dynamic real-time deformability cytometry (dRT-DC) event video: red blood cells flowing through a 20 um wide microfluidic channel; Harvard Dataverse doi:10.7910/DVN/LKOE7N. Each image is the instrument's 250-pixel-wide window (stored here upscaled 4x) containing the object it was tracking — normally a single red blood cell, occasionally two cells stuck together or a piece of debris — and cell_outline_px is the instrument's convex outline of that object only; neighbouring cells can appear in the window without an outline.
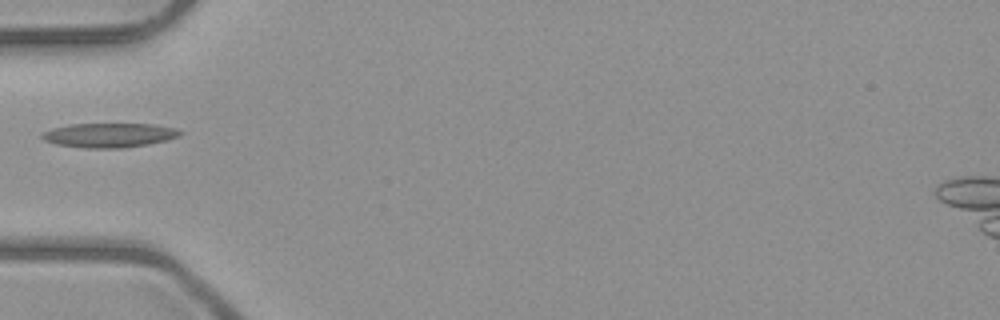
{"species": "common noctule bat (a hibernating species)", "species_latin": "Nyctalus noctula", "temperature_condition": "room temperature", "stored_images_in_passage": 7, "camera_frame_rate_fps": 3000, "um_per_image_px": 0.085, "animal": {"sex": "male", "body_mass_g": 23.1, "forearm_length_mm": 52.7}, "frame": {"image": 1, "passage_image": 6, "time_ms": 6.667, "image_size_px": [1000, 320], "cell_outline_px": [[184, 132], [180, 136], [168, 140], [148, 144], [124, 148], [84, 148], [56, 144], [44, 140], [40, 136], [44, 132], [52, 128], [72, 124], [156, 124], [176, 128]], "centroid_in_image_um": [9.33, 11.49], "position_along_channel_um": 75.7, "area_um2": 19.71}}
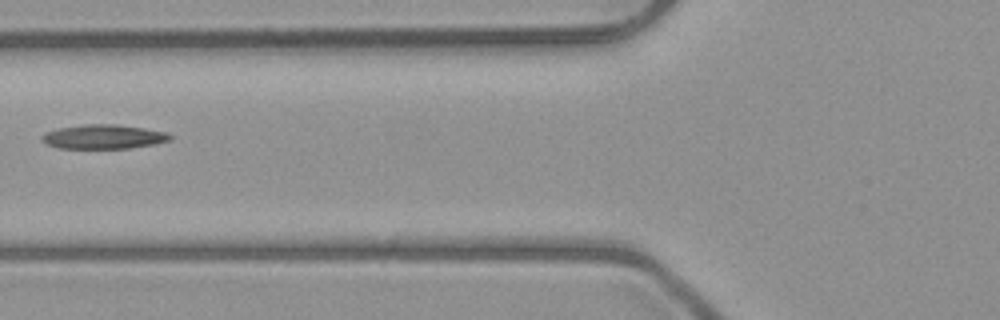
{"frame": {"image": 2, "passage_image": 7, "time_ms": 7.667, "image_size_px": [1000, 320], "cell_outline_px": [[172, 136], [168, 140], [152, 144], [128, 148], [60, 148], [48, 144], [40, 140], [40, 136], [44, 132], [60, 128], [84, 124], [116, 124], [144, 128], [168, 132]], "centroid_in_image_um": [8.76, 11.61], "position_along_channel_um": 117.0, "area_um2": 17.98}}